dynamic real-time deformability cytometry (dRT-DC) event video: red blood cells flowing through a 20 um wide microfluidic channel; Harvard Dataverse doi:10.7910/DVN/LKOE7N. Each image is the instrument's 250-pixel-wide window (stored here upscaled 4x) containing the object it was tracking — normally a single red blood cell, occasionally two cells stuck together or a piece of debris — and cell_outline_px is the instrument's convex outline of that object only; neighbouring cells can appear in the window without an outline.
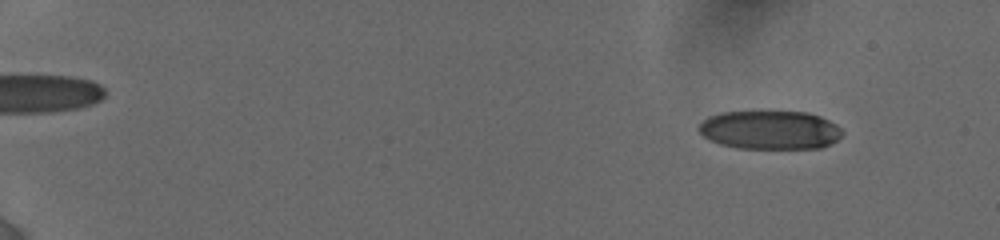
{"species": "human", "species_latin": "Homo sapiens", "temperature_condition": "cold", "stored_images_in_passage": 20, "camera_frame_rate_fps": 3000, "um_per_image_px": 0.085, "donor": {"sex": "female"}, "frame": {"image": 1, "passage_image": 2, "time_ms": 1.0, "image_size_px": [1000, 240], "cell_outline_px": [[844, 132], [836, 140], [820, 148], [736, 148], [720, 144], [708, 140], [696, 128], [708, 116], [720, 112], [760, 108], [768, 108], [808, 112], [820, 116], [836, 124]], "centroid_in_image_um": [65.4, 10.98], "position_along_channel_um": 19.6, "area_um2": 33.7}}
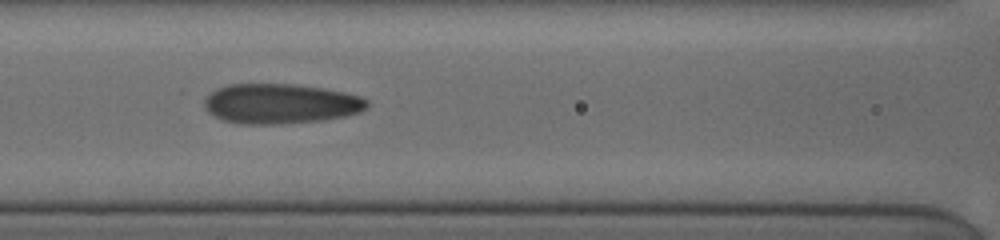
{"frame": {"image": 2, "passage_image": 15, "time_ms": 8.333, "image_size_px": [1000, 240], "cell_outline_px": [[368, 108], [360, 112], [344, 116], [320, 120], [280, 124], [240, 124], [224, 120], [208, 112], [204, 108], [204, 100], [216, 88], [228, 84], [292, 84], [324, 88], [344, 92], [360, 96], [368, 100]], "centroid_in_image_um": [23.85, 8.81], "position_along_channel_um": 142.8, "area_um2": 37.92}}
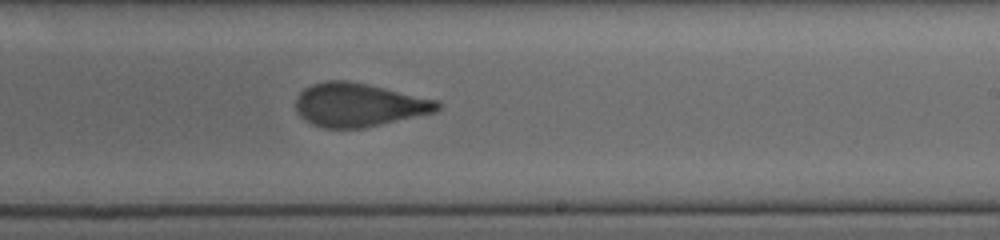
{"frame": {"image": 3, "passage_image": 20, "time_ms": 11.333, "image_size_px": [1000, 240], "cell_outline_px": [[440, 108], [436, 112], [364, 128], [324, 128], [312, 124], [300, 116], [296, 112], [296, 96], [304, 88], [312, 84], [324, 80], [344, 80], [368, 84], [440, 100]], "centroid_in_image_um": [30.5, 8.91], "position_along_channel_um": 258.5, "area_um2": 36.18}}